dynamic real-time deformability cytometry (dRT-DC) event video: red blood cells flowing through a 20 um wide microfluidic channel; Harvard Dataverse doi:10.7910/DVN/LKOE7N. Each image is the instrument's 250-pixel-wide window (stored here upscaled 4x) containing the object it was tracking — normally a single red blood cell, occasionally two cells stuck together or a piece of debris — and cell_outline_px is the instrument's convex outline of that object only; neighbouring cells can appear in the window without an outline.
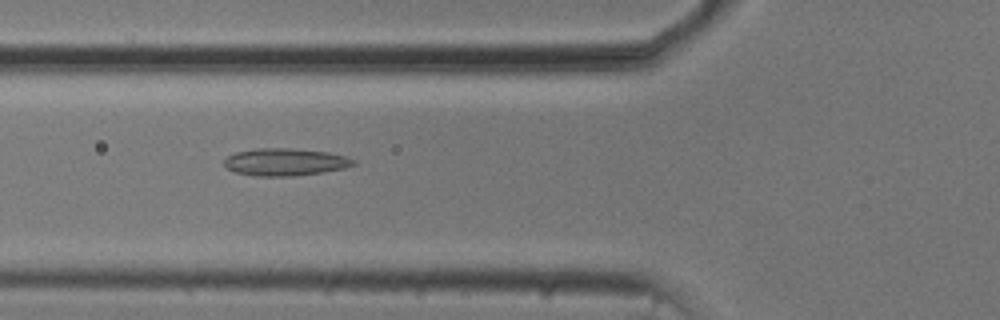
{"species": "common noctule bat (a hibernating species)", "species_latin": "Nyctalus noctula", "temperature_condition": "cold", "stored_images_in_passage": 31, "camera_frame_rate_fps": 3000, "um_per_image_px": 0.085, "animal": {"sex": "male", "body_mass_g": 20.5, "forearm_length_mm": 52.5}, "frame": {"image": 1, "passage_image": 4, "time_ms": 1.0, "image_size_px": [1000, 320], "cell_outline_px": [[356, 164], [344, 168], [324, 172], [292, 176], [256, 176], [236, 172], [228, 168], [224, 164], [224, 160], [228, 156], [236, 152], [256, 148], [292, 148], [328, 152], [348, 156], [356, 160]], "centroid_in_image_um": [24.28, 13.76], "position_along_channel_um": 101.5, "area_um2": 20.69}}
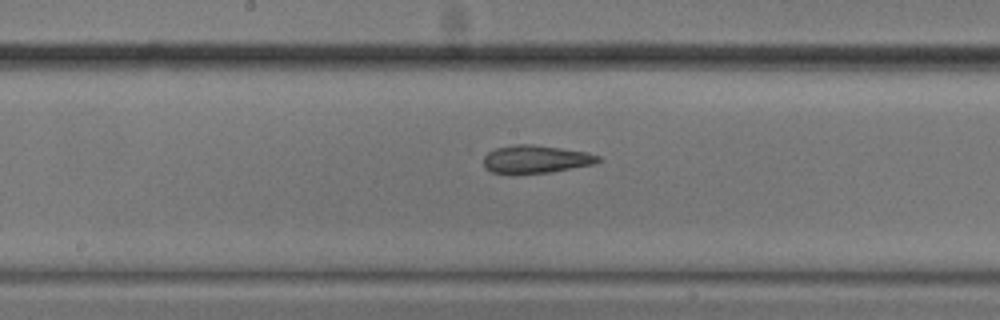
{"frame": {"image": 2, "passage_image": 12, "time_ms": 3.667, "image_size_px": [1000, 320], "cell_outline_px": [[604, 160], [596, 164], [548, 172], [492, 172], [484, 168], [484, 156], [488, 152], [496, 148], [516, 144], [532, 144], [588, 152], [600, 156]], "centroid_in_image_um": [45.61, 13.51], "position_along_channel_um": 202.6, "area_um2": 18.38}}
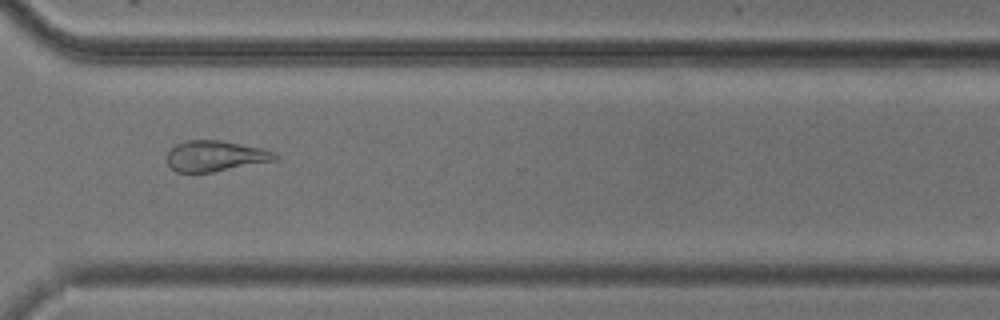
{"frame": {"image": 3, "passage_image": 24, "time_ms": 7.667, "image_size_px": [1000, 320], "cell_outline_px": [[280, 156], [276, 160], [212, 172], [176, 172], [168, 164], [168, 152], [176, 144], [188, 140], [220, 140], [264, 148], [276, 152]], "centroid_in_image_um": [18.35, 13.25], "position_along_channel_um": 352.3, "area_um2": 19.31}, "authors_computed_cell_mechanics": {"area_um2": 19.3052, "velocity_mm_per_s": 3.7583, "shape_relaxation_time_tau1_ms": null, "shape_relaxation_time_tau2_ms": 5.2911, "deformation_change_tau1": null, "deformation_change_tau2": 0.1461}}